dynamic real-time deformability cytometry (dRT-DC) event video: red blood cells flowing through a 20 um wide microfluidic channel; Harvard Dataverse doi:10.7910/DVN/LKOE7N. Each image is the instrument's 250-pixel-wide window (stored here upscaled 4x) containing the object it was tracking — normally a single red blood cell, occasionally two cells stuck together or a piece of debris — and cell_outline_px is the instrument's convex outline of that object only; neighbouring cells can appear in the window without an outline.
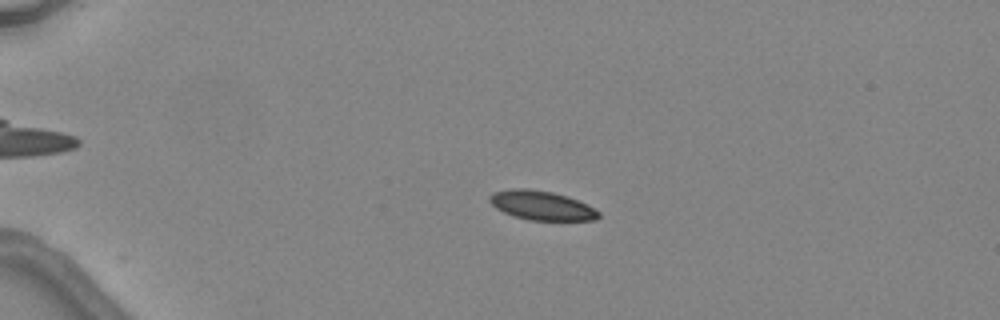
{"species": "common noctule bat (a hibernating species)", "species_latin": "Nyctalus noctula", "temperature_condition": "warm", "stored_images_in_passage": 5, "camera_frame_rate_fps": 3000, "um_per_image_px": 0.085, "animal": {"sex": "female", "body_mass_g": 24.6, "forearm_length_mm": 56.2}, "frame": {"image": 1, "passage_image": 3, "time_ms": 2.667, "image_size_px": [1000, 320], "cell_outline_px": [[600, 216], [596, 220], [528, 220], [512, 216], [496, 208], [488, 200], [488, 196], [492, 192], [512, 188], [528, 188], [552, 192], [568, 196], [588, 204], [600, 212]], "centroid_in_image_um": [46.02, 17.45], "position_along_channel_um": 39.0, "area_um2": 18.79}}